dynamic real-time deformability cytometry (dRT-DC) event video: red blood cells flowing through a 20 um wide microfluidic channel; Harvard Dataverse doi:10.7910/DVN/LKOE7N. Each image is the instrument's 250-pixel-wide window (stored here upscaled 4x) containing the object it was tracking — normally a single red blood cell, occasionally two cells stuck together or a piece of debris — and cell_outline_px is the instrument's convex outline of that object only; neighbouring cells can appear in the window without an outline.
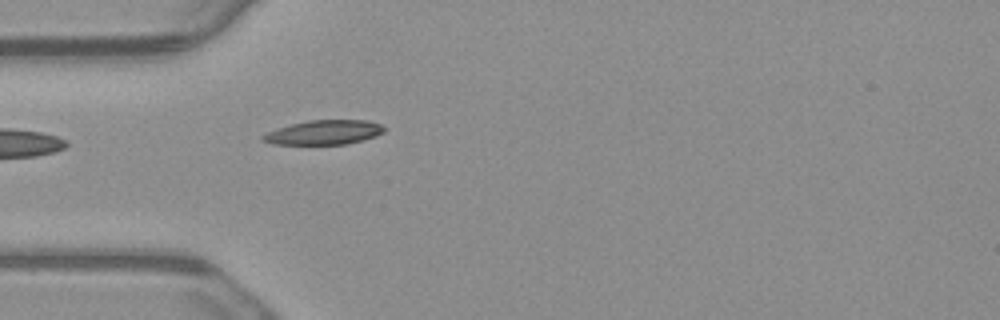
{"species": "common noctule bat (a hibernating species)", "species_latin": "Nyctalus noctula", "temperature_condition": "warm", "stored_images_in_passage": 5, "camera_frame_rate_fps": 3000, "um_per_image_px": 0.085, "animal": {"sex": "male", "body_mass_g": 23.1, "forearm_length_mm": 52.7}, "frame": {"image": 1, "passage_image": 5, "time_ms": 1.333, "image_size_px": [1000, 320], "cell_outline_px": [[388, 128], [384, 132], [376, 136], [364, 140], [348, 144], [272, 144], [260, 140], [260, 136], [268, 132], [292, 124], [308, 120], [368, 120], [380, 124]], "centroid_in_image_um": [27.58, 11.25], "position_along_channel_um": 57.4, "area_um2": 17.34}}